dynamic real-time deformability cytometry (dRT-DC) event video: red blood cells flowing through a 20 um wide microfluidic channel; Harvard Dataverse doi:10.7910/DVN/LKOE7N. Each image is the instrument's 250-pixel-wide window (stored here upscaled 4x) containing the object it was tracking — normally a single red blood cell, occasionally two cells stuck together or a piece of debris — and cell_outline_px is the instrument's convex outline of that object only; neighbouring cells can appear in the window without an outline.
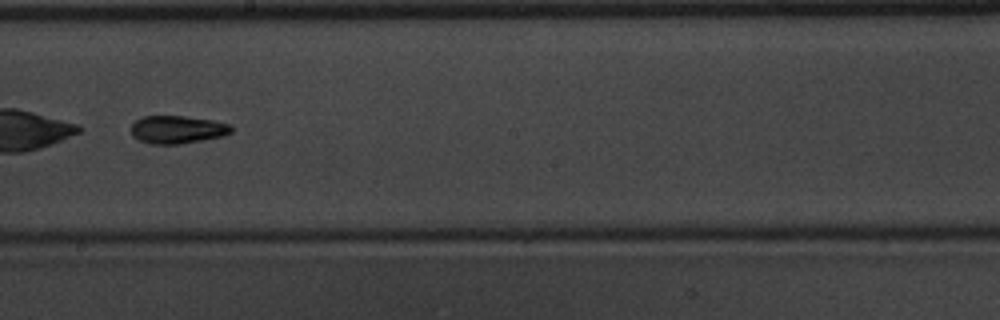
{"species": "common noctule bat (a hibernating species)", "species_latin": "Nyctalus noctula", "temperature_condition": "warm", "stored_images_in_passage": 51, "camera_frame_rate_fps": 3000, "um_per_image_px": 0.085, "animal": {"sex": "male", "body_mass_g": 20.1, "forearm_length_mm": 53.5}, "frame": {"image": 1, "passage_image": 30, "time_ms": 9.667, "image_size_px": [1000, 320], "cell_outline_px": [[232, 132], [224, 136], [180, 144], [152, 144], [140, 140], [132, 136], [132, 124], [136, 120], [144, 116], [184, 116], [212, 120], [228, 124], [232, 128]], "centroid_in_image_um": [15.08, 11.01], "position_along_channel_um": 233.1, "area_um2": 16.18}, "authors_computed_cell_mechanics": {"area_um2": 16.762, "velocity_mm_per_s": 3.9725, "shape_relaxation_time_tau1_ms": 3.3349, "shape_relaxation_time_tau2_ms": 4.0895, "deformation_change_tau1": 0.1626, "deformation_change_tau2": 0.0979}}